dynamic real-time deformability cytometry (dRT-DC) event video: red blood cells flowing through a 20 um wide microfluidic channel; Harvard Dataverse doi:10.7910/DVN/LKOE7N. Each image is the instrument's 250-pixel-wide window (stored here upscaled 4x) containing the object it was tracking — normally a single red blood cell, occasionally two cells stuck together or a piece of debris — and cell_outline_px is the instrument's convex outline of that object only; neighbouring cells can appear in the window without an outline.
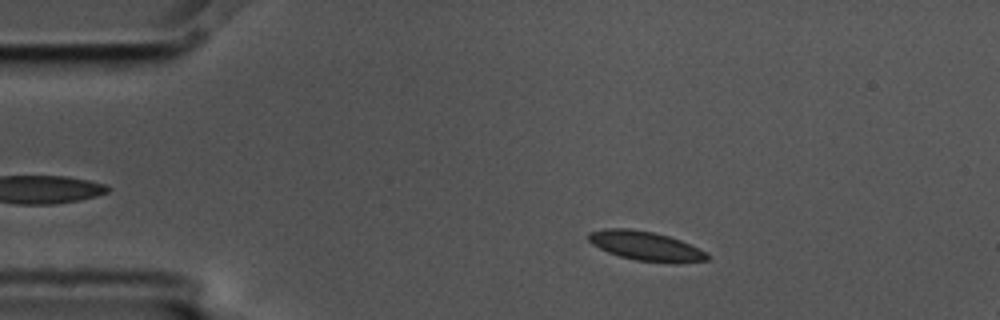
{"species": "common noctule bat (a hibernating species)", "species_latin": "Nyctalus noctula", "temperature_condition": "cold", "stored_images_in_passage": 4, "camera_frame_rate_fps": 3000, "um_per_image_px": 0.085, "animal": {"sex": "male", "body_mass_g": 17.5, "forearm_length_mm": 52.3}, "frame": {"image": 1, "passage_image": 1, "time_ms": 0.0, "image_size_px": [1000, 320], "cell_outline_px": [[708, 260], [636, 260], [620, 256], [608, 252], [592, 244], [588, 240], [588, 232], [604, 228], [628, 228], [652, 232], [668, 236], [680, 240], [704, 252], [708, 256]], "centroid_in_image_um": [54.72, 20.84], "position_along_channel_um": 30.3, "area_um2": 19.07}}